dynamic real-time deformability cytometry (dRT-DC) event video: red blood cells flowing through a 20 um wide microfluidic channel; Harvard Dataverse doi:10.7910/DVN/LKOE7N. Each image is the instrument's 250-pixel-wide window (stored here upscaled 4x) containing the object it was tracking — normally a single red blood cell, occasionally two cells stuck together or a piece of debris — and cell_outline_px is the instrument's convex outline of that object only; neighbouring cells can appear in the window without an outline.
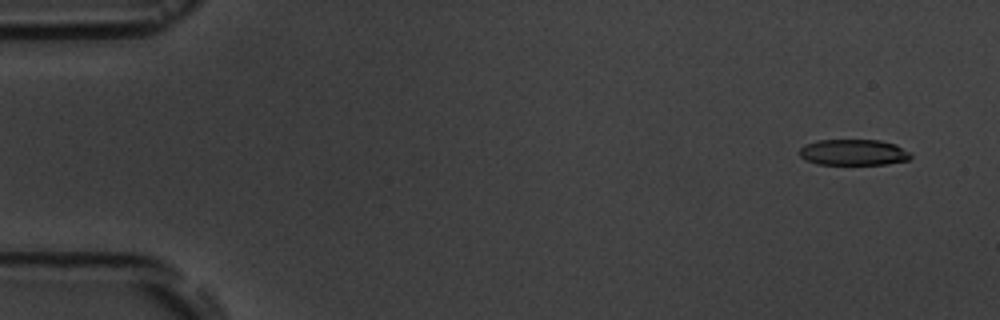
{"species": "common noctule bat (a hibernating species)", "species_latin": "Nyctalus noctula", "temperature_condition": "room temperature", "stored_images_in_passage": 5, "camera_frame_rate_fps": 3000, "um_per_image_px": 0.085, "animal": {"sex": "male", "body_mass_g": 19.5, "forearm_length_mm": 54.6}, "frame": {"image": 1, "passage_image": 1, "time_ms": 0.0, "image_size_px": [1000, 320], "cell_outline_px": [[912, 156], [908, 160], [888, 164], [816, 164], [804, 160], [800, 156], [800, 148], [804, 144], [816, 140], [880, 140], [896, 144], [912, 152]], "centroid_in_image_um": [72.56, 12.94], "position_along_channel_um": 12.4, "area_um2": 17.11}}